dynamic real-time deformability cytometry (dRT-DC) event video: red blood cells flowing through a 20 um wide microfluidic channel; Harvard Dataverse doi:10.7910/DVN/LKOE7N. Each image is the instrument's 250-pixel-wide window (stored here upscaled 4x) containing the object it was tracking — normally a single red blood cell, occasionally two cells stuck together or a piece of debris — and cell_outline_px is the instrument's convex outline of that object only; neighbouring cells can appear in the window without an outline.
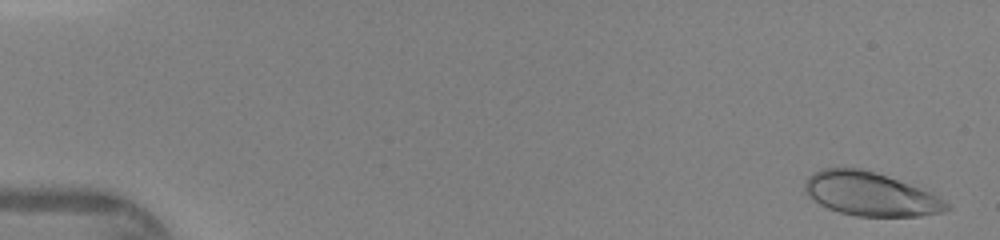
{"species": "human", "species_latin": "Homo sapiens", "temperature_condition": "warm", "stored_images_in_passage": 47, "camera_frame_rate_fps": 3000, "um_per_image_px": 0.085, "donor": {"sex": "female"}, "frame": {"image": 1, "passage_image": 2, "time_ms": 0.333, "image_size_px": [1000, 240], "cell_outline_px": [[952, 208], [944, 212], [920, 216], [856, 216], [840, 212], [828, 208], [820, 204], [808, 196], [804, 192], [804, 184], [808, 176], [824, 168], [860, 168], [932, 192], [944, 200]], "centroid_in_image_um": [73.98, 16.51], "position_along_channel_um": 11.0, "area_um2": 35.72}}
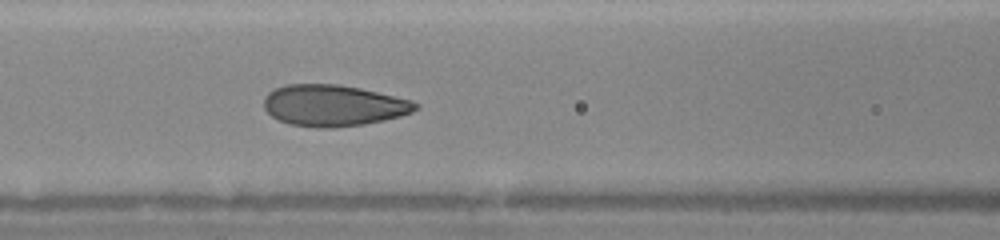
{"frame": {"image": 2, "passage_image": 21, "time_ms": 6.667, "image_size_px": [1000, 240], "cell_outline_px": [[420, 108], [412, 112], [400, 116], [384, 120], [364, 124], [336, 128], [316, 128], [288, 124], [272, 116], [264, 108], [264, 96], [268, 92], [276, 88], [288, 84], [336, 84], [360, 88], [412, 100], [420, 104]], "centroid_in_image_um": [28.35, 8.97], "position_along_channel_um": 138.2, "area_um2": 36.7}}
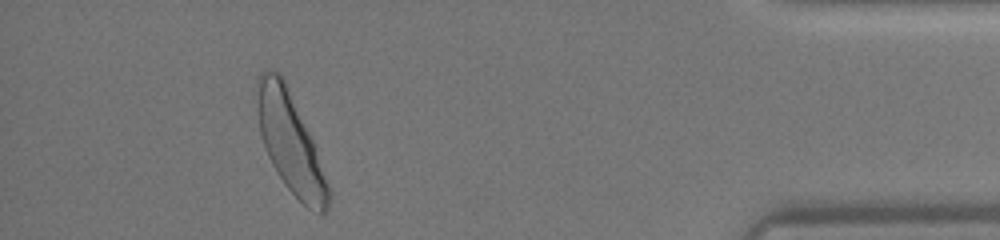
{"frame": {"image": 3, "passage_image": 43, "time_ms": 14.0, "image_size_px": [1000, 240], "cell_outline_px": [[332, 196], [328, 208], [324, 212], [320, 212], [308, 208], [284, 184], [272, 164], [268, 156], [260, 132], [256, 84], [256, 80], [260, 72], [264, 68], [268, 68], [280, 72], [284, 80], [312, 140], [332, 192]], "centroid_in_image_um": [24.68, 12.12], "position_along_channel_um": 410.5, "area_um2": 40.69}}